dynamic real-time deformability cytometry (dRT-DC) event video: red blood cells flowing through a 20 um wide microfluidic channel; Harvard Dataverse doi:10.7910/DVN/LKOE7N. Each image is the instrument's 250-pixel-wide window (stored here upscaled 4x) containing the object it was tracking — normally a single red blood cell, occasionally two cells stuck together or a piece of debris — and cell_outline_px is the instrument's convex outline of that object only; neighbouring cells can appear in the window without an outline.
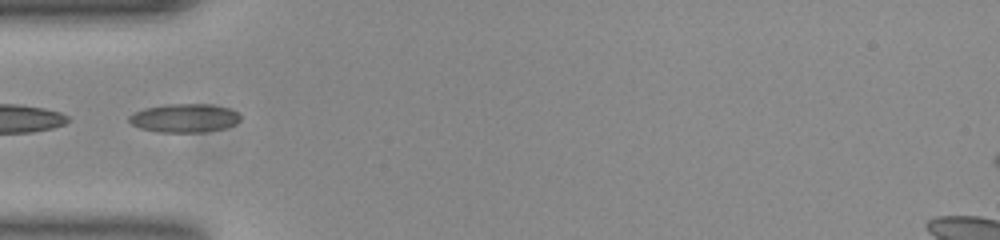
{"species": "common noctule bat (a hibernating species)", "species_latin": "Nyctalus noctula", "temperature_condition": "room temperature", "stored_images_in_passage": 36, "camera_frame_rate_fps": 3000, "um_per_image_px": 0.085, "animal": {"sex": "female", "body_mass_g": 23.0, "forearm_length_mm": 53.4}, "frame": {"image": 1, "passage_image": 1, "time_ms": 0.0, "image_size_px": [1000, 240], "cell_outline_px": [[240, 120], [236, 124], [224, 128], [204, 132], [160, 132], [140, 128], [132, 124], [128, 120], [128, 116], [132, 112], [144, 108], [164, 104], [212, 104], [228, 108], [236, 112], [240, 116]], "centroid_in_image_um": [15.65, 10.03], "position_along_channel_um": 69.4, "area_um2": 18.67}, "authors_computed_cell_mechanics": {"area_um2": 17.1088, "velocity_mm_per_s": 3.9004, "shape_relaxation_time_tau1_ms": 4.4412, "shape_relaxation_time_tau2_ms": 1.3144, "deformation_change_tau1": 0.1607, "deformation_change_tau2": 0.0658}}